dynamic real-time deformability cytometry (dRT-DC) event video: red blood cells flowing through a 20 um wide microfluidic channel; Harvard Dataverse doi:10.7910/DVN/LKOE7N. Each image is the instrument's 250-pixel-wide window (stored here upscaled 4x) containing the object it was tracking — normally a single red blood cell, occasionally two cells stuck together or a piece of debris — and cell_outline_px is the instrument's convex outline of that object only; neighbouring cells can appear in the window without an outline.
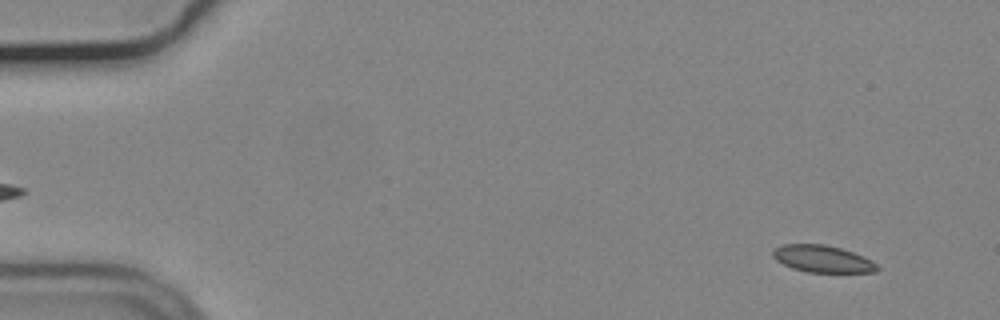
{"species": "common noctule bat (a hibernating species)", "species_latin": "Nyctalus noctula", "temperature_condition": "cold", "stored_images_in_passage": 14, "camera_frame_rate_fps": 3000, "um_per_image_px": 0.085, "animal": {"sex": "male", "body_mass_g": 19.2, "forearm_length_mm": 51.8}, "frame": {"image": 1, "passage_image": 4, "time_ms": 1.0, "image_size_px": [1000, 320], "cell_outline_px": [[880, 268], [876, 272], [808, 272], [792, 268], [776, 260], [772, 256], [772, 252], [776, 248], [784, 244], [824, 244], [840, 248], [864, 256], [872, 260]], "centroid_in_image_um": [69.93, 22.0], "position_along_channel_um": 15.1, "area_um2": 16.36}}